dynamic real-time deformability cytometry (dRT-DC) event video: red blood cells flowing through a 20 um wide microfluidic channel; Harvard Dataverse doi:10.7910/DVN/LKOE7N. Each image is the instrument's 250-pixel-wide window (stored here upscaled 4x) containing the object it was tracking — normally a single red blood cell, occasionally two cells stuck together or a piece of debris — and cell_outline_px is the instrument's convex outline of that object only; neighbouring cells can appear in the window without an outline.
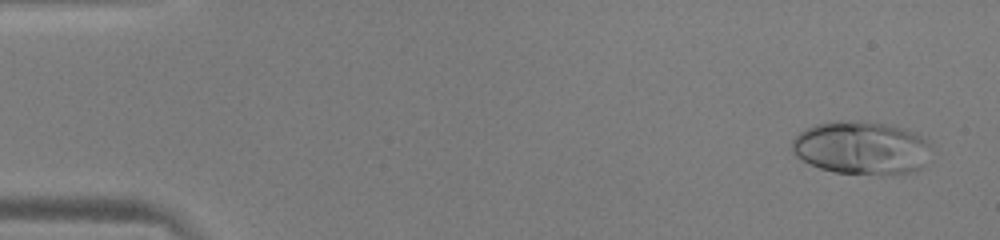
{"species": "human", "species_latin": "Homo sapiens", "temperature_condition": "warm", "stored_images_in_passage": 51, "camera_frame_rate_fps": 3000, "um_per_image_px": 0.085, "donor": {"sex": "male"}, "frame": {"image": 1, "passage_image": 3, "time_ms": 0.667, "image_size_px": [1000, 240], "cell_outline_px": [[932, 160], [920, 168], [912, 172], [836, 172], [820, 168], [808, 164], [796, 156], [792, 152], [792, 140], [800, 132], [816, 124], [836, 120], [852, 120], [884, 124], [904, 128], [916, 132], [928, 140]], "centroid_in_image_um": [73.24, 12.53], "position_along_channel_um": 11.8, "area_um2": 42.89}}
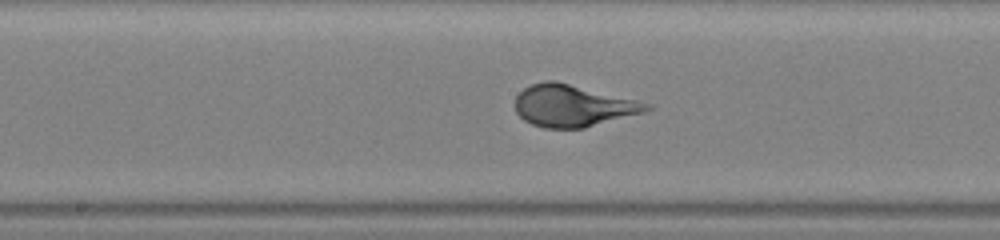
{"frame": {"image": 2, "passage_image": 27, "time_ms": 8.667, "image_size_px": [1000, 240], "cell_outline_px": [[652, 108], [644, 112], [584, 128], [544, 128], [532, 124], [524, 120], [516, 112], [516, 96], [524, 88], [532, 84], [544, 80], [556, 80], [652, 104]], "centroid_in_image_um": [48.68, 8.98], "position_along_channel_um": 199.5, "area_um2": 31.91}}
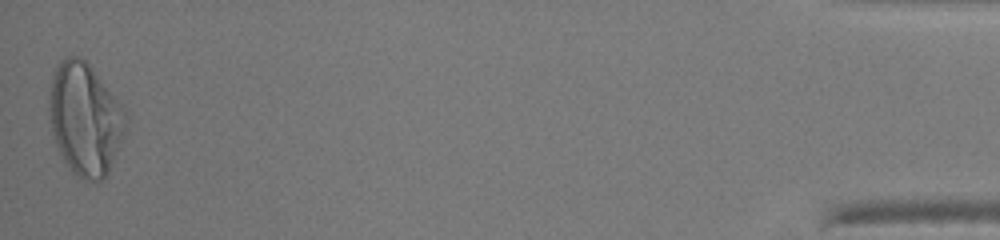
{"frame": {"image": 3, "passage_image": 51, "time_ms": 16.667, "image_size_px": [1000, 240], "cell_outline_px": [[128, 120], [124, 136], [108, 172], [104, 180], [88, 180], [72, 172], [64, 160], [56, 144], [52, 132], [48, 108], [48, 96], [52, 72], [56, 64], [68, 56], [80, 56], [92, 68], [124, 108], [128, 116]], "centroid_in_image_um": [7.22, 10.09], "position_along_channel_um": 428.0, "area_um2": 50.17}, "authors_computed_cell_mechanics": {"area_um2": 36.0094, "velocity_mm_per_s": 4.0168, "shape_relaxation_time_tau1_ms": 3.5405, "shape_relaxation_time_tau2_ms": null, "deformation_change_tau1": 0.2286, "deformation_change_tau2": null}}